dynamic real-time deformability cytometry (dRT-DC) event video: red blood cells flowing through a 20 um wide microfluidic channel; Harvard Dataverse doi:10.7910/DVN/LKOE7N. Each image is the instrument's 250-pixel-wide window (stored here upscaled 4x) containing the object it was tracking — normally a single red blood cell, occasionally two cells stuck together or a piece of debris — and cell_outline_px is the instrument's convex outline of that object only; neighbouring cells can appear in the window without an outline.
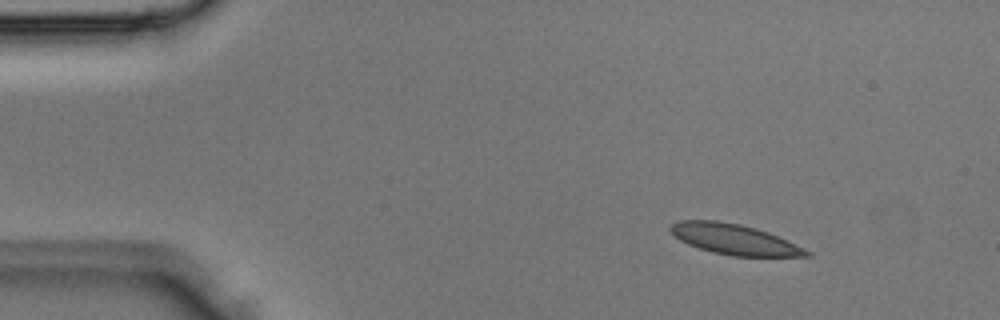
{"species": "Egyptian fruit bat (a non-hibernating species)", "species_latin": "Rousettus aegyptiacus", "temperature_condition": "room temperature", "stored_images_in_passage": 3, "camera_frame_rate_fps": 3000, "um_per_image_px": 0.085, "animal": {"sex": "male"}, "frame": {"image": 1, "passage_image": 1, "time_ms": 0.0, "image_size_px": [1000, 320], "cell_outline_px": [[812, 256], [732, 256], [712, 252], [688, 244], [680, 240], [668, 228], [672, 224], [680, 220], [716, 220], [740, 224], [756, 228], [768, 232], [804, 248], [812, 252]], "centroid_in_image_um": [62.42, 20.34], "position_along_channel_um": 22.6, "area_um2": 23.93}}